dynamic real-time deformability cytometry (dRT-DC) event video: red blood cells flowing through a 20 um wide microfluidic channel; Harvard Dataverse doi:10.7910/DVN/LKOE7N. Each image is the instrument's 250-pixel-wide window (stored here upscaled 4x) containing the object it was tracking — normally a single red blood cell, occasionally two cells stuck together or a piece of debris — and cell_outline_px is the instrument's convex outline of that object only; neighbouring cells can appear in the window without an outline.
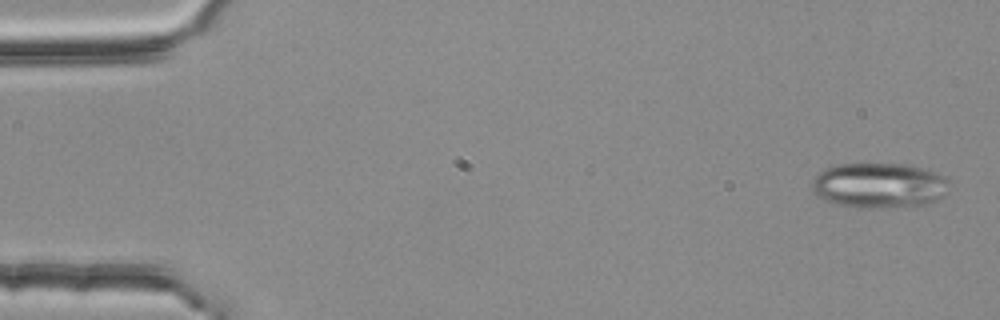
{"species": "common noctule bat (a hibernating species)", "species_latin": "Nyctalus noctula", "temperature_condition": "room temperature", "stored_images_in_passage": 5, "camera_frame_rate_fps": 3000, "um_per_image_px": 0.085, "animal": {"sex": "female", "body_mass_g": 25.1}, "frame": {"image": 1, "passage_image": 1, "time_ms": 0.0, "image_size_px": [1000, 320], "cell_outline_px": [[948, 180], [944, 196], [936, 200], [924, 204], [884, 208], [856, 208], [836, 204], [824, 200], [812, 188], [812, 180], [824, 168], [836, 164], [904, 164], [924, 168], [936, 172], [944, 176]], "centroid_in_image_um": [74.71, 15.76], "position_along_channel_um": 10.3, "area_um2": 36.13}}